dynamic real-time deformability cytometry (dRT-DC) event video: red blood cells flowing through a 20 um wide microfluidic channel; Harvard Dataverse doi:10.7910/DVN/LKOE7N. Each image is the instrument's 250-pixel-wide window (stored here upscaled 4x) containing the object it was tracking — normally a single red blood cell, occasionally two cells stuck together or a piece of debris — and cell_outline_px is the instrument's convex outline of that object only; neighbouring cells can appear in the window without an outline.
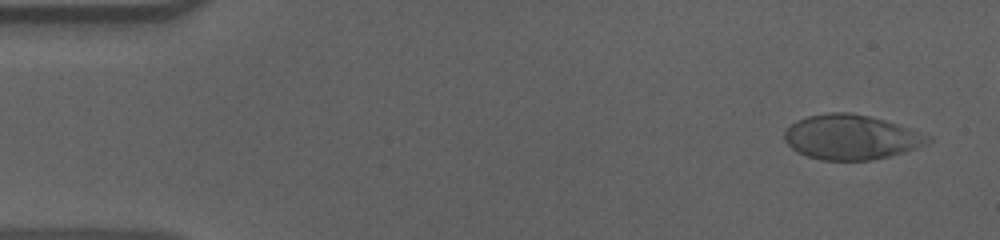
{"species": "human", "species_latin": "Homo sapiens", "temperature_condition": "cold", "stored_images_in_passage": 52, "camera_frame_rate_fps": 3000, "um_per_image_px": 0.085, "donor": {"sex": "male"}, "frame": {"image": 1, "passage_image": 3, "time_ms": 0.667, "image_size_px": [1000, 240], "cell_outline_px": [[932, 140], [928, 144], [904, 152], [872, 160], [820, 160], [796, 152], [784, 140], [784, 132], [796, 120], [808, 116], [828, 112], [848, 112], [868, 116], [884, 120], [932, 136]], "centroid_in_image_um": [72.34, 11.66], "position_along_channel_um": 12.7, "area_um2": 37.34}}
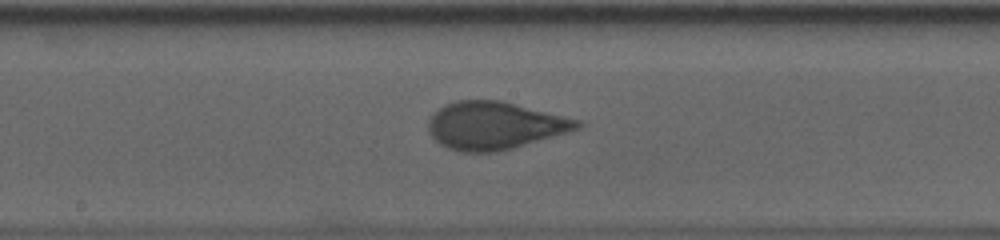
{"frame": {"image": 2, "passage_image": 29, "time_ms": 9.333, "image_size_px": [1000, 240], "cell_outline_px": [[584, 124], [580, 128], [568, 132], [512, 148], [496, 152], [460, 152], [448, 148], [440, 144], [428, 132], [428, 120], [444, 104], [456, 100], [500, 100], [584, 120]], "centroid_in_image_um": [42.07, 10.66], "position_along_channel_um": 206.1, "area_um2": 41.5}}
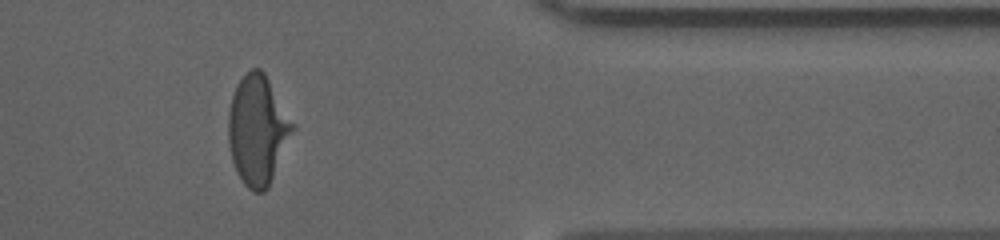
{"frame": {"image": 3, "passage_image": 46, "time_ms": 15.0, "image_size_px": [1000, 240], "cell_outline_px": [[296, 124], [268, 188], [264, 192], [252, 192], [244, 184], [236, 172], [232, 160], [228, 144], [228, 112], [232, 96], [236, 84], [252, 68], [260, 68], [264, 72]], "centroid_in_image_um": [21.89, 11.05], "position_along_channel_um": 389.5, "area_um2": 41.04}}